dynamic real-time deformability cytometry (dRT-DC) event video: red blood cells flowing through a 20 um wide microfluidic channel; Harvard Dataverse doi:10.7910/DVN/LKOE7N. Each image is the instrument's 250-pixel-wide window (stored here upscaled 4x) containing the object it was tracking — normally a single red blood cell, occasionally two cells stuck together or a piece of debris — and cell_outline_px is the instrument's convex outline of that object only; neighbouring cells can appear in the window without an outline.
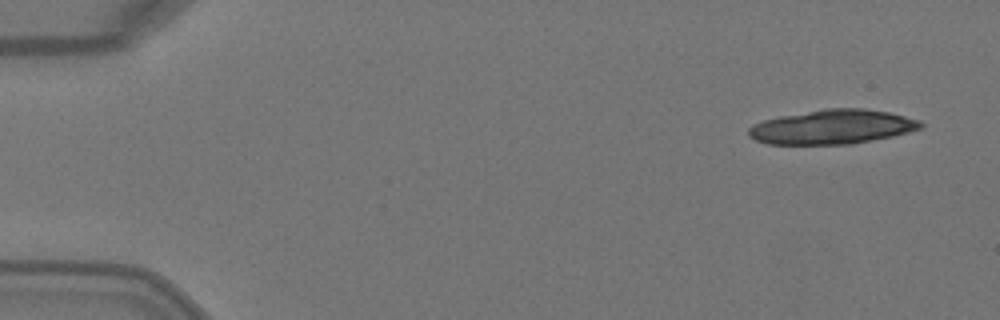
{"species": "Egyptian fruit bat (a non-hibernating species)", "species_latin": "Rousettus aegyptiacus", "temperature_condition": "warm", "stored_images_in_passage": 4, "camera_frame_rate_fps": 3000, "um_per_image_px": 0.085, "animal": {"sex": "female"}, "frame": {"image": 1, "passage_image": 1, "time_ms": 0.0, "image_size_px": [1000, 320], "cell_outline_px": [[924, 124], [920, 128], [908, 132], [892, 136], [852, 144], [768, 144], [756, 140], [748, 136], [748, 128], [764, 120], [780, 116], [824, 108], [864, 108], [888, 112], [920, 120]], "centroid_in_image_um": [70.75, 10.78], "position_along_channel_um": 14.3, "area_um2": 34.33}}